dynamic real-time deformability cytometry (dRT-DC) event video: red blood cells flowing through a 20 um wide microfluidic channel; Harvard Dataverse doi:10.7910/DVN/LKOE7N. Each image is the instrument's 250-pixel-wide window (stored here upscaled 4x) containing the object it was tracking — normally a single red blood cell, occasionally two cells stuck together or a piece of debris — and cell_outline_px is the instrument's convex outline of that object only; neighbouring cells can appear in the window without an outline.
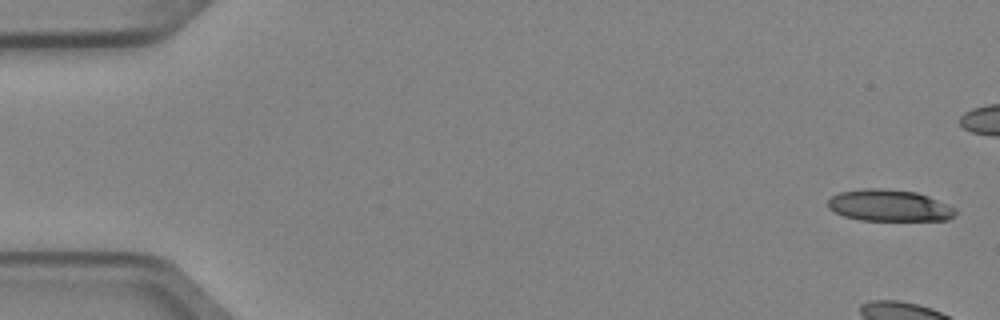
{"species": "Egyptian fruit bat (a non-hibernating species)", "species_latin": "Rousettus aegyptiacus", "temperature_condition": "cold", "stored_images_in_passage": 7, "camera_frame_rate_fps": 3000, "um_per_image_px": 0.085, "animal": {"sex": "female"}, "frame": {"image": 1, "passage_image": 1, "time_ms": 0.0, "image_size_px": [1000, 320], "cell_outline_px": [[956, 212], [948, 220], [860, 220], [844, 216], [828, 208], [828, 200], [832, 196], [840, 192], [864, 188], [884, 188], [916, 192], [928, 196], [956, 208]], "centroid_in_image_um": [75.57, 17.46], "position_along_channel_um": 9.4, "area_um2": 23.41}}